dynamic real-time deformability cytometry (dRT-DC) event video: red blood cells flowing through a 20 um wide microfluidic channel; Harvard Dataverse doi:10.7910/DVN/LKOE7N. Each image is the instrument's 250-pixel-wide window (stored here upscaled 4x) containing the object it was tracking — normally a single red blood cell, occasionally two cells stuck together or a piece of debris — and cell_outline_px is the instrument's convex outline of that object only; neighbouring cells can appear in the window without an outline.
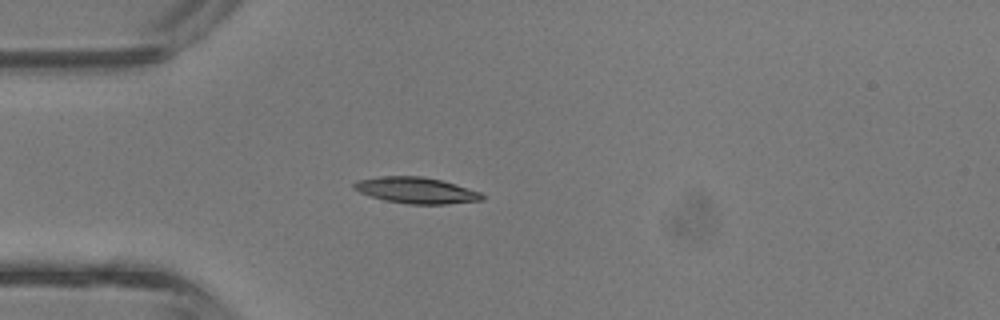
{"species": "common noctule bat (a hibernating species)", "species_latin": "Nyctalus noctula", "temperature_condition": "room temperature", "stored_images_in_passage": 3, "camera_frame_rate_fps": 3000, "um_per_image_px": 0.085, "animal": {"sex": "male", "body_mass_g": 13.3}, "frame": {"image": 1, "passage_image": 3, "time_ms": 0.667, "image_size_px": [1000, 320], "cell_outline_px": [[484, 200], [448, 204], [408, 204], [384, 200], [360, 192], [352, 188], [352, 184], [356, 180], [380, 176], [420, 176], [440, 180], [480, 192], [484, 196]], "centroid_in_image_um": [35.34, 16.18], "position_along_channel_um": 49.7, "area_um2": 19.42}}